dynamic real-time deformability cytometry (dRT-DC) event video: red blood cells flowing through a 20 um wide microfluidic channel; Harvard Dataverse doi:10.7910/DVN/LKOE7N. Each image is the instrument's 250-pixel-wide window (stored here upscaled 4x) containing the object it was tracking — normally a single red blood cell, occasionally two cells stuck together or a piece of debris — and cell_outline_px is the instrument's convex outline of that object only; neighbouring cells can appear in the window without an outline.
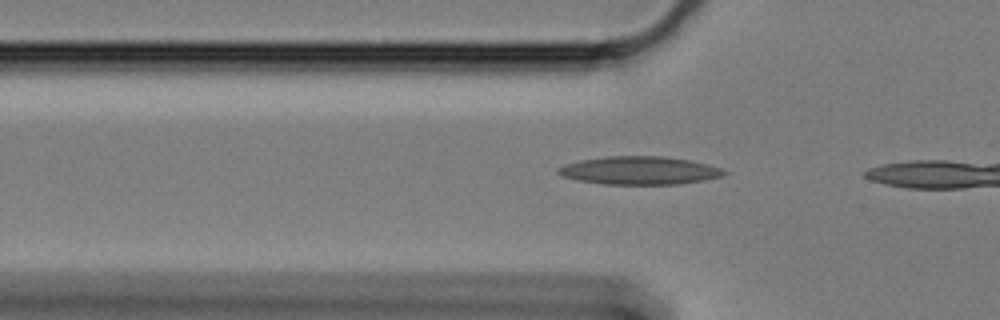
{"species": "Egyptian fruit bat (a non-hibernating species)", "species_latin": "Rousettus aegyptiacus", "temperature_condition": "cold", "stored_images_in_passage": 6, "camera_frame_rate_fps": 3000, "um_per_image_px": 0.085, "animal": {"sex": "female"}, "frame": {"image": 1, "passage_image": 3, "time_ms": 0.667, "image_size_px": [1000, 320], "cell_outline_px": [[728, 172], [720, 176], [704, 180], [676, 184], [604, 184], [580, 180], [564, 176], [556, 172], [556, 168], [564, 164], [580, 160], [608, 156], [664, 156], [692, 160], [708, 164], [720, 168]], "centroid_in_image_um": [54.35, 14.48], "position_along_channel_um": 71.5, "area_um2": 27.05}}